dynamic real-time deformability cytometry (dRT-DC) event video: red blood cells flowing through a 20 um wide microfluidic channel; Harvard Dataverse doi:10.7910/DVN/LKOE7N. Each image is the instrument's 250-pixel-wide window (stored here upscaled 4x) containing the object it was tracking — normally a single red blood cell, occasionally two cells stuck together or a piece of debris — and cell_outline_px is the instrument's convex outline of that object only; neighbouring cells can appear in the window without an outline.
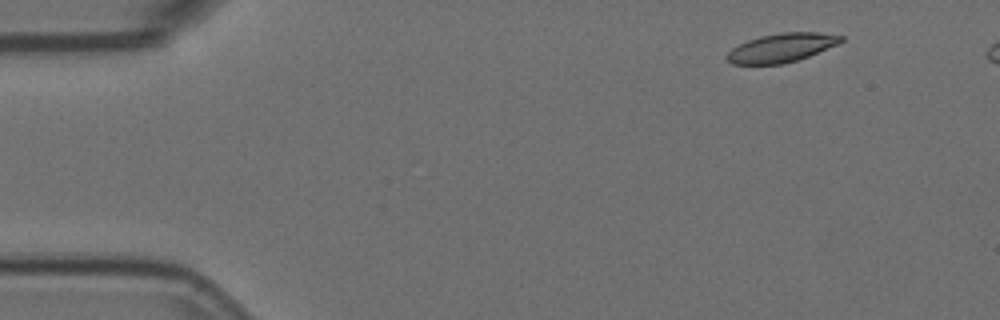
{"species": "Egyptian fruit bat (a non-hibernating species)", "species_latin": "Rousettus aegyptiacus", "temperature_condition": "room temperature", "stored_images_in_passage": 4, "camera_frame_rate_fps": 3000, "um_per_image_px": 0.085, "animal": {"sex": "female"}, "frame": {"image": 1, "passage_image": 1, "time_ms": 0.0, "image_size_px": [1000, 320], "cell_outline_px": [[844, 40], [840, 44], [808, 56], [796, 60], [780, 64], [732, 64], [724, 56], [732, 48], [748, 40], [760, 36], [784, 32], [820, 32], [844, 36]], "centroid_in_image_um": [66.46, 4.05], "position_along_channel_um": 18.5, "area_um2": 19.13}}